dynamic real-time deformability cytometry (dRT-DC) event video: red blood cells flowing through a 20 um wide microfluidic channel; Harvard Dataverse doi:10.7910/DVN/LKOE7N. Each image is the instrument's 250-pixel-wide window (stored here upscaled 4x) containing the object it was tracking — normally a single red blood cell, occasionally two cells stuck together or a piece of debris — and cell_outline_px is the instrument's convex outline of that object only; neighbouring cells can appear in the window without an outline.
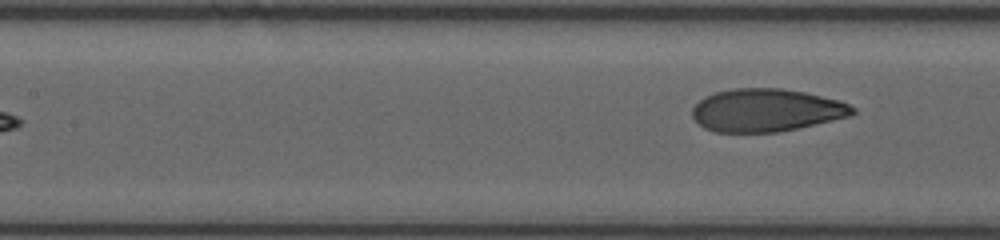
{"species": "human", "species_latin": "Homo sapiens", "temperature_condition": "room temperature", "stored_images_in_passage": 18, "segment_of_instrument_passage": [2, 2], "camera_frame_rate_fps": 3000, "um_per_image_px": 0.085, "donor": {"sex": "female"}, "frame": {"image": 1, "passage_image": 18, "time_ms": 6.333, "image_size_px": [1000, 240], "cell_outline_px": [[856, 112], [852, 116], [780, 132], [716, 132], [704, 128], [692, 116], [692, 108], [704, 96], [716, 92], [732, 88], [780, 88], [804, 92], [836, 100], [848, 104], [856, 108]], "centroid_in_image_um": [65.13, 9.37], "position_along_channel_um": 142.3, "area_um2": 40.0}}